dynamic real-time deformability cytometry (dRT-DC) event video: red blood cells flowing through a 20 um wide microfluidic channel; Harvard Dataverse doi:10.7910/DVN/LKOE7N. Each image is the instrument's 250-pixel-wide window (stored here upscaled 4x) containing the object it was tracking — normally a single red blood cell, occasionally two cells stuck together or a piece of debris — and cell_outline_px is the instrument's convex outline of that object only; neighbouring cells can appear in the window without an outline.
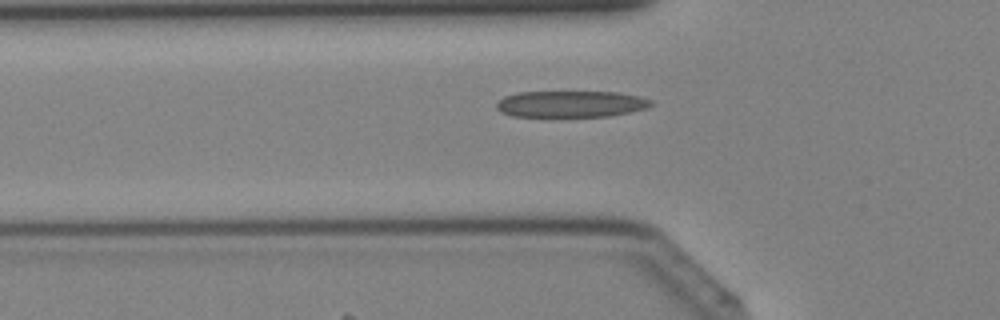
{"species": "Egyptian fruit bat (a non-hibernating species)", "species_latin": "Rousettus aegyptiacus", "temperature_condition": "cold", "stored_images_in_passage": 38, "camera_frame_rate_fps": 3000, "um_per_image_px": 0.085, "animal": {"sex": "female"}, "frame": {"image": 1, "passage_image": 13, "time_ms": 4.0, "image_size_px": [1000, 320], "cell_outline_px": [[652, 104], [648, 108], [608, 116], [556, 120], [512, 116], [496, 108], [496, 104], [504, 96], [516, 92], [620, 92], [640, 96], [652, 100]], "centroid_in_image_um": [48.49, 8.89], "position_along_channel_um": 77.3, "area_um2": 25.09}}
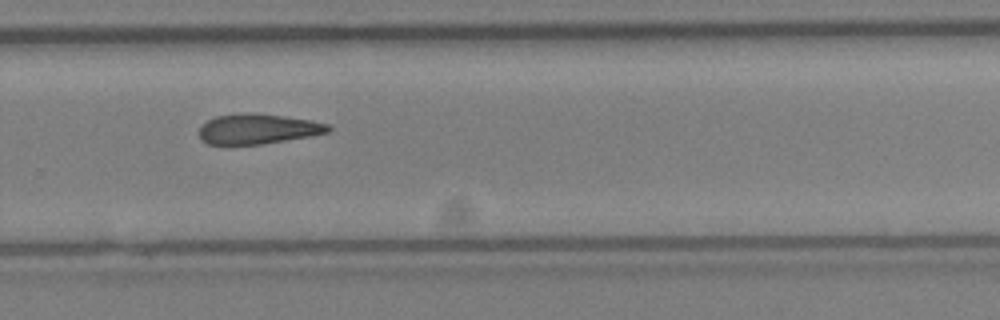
{"frame": {"image": 2, "passage_image": 27, "time_ms": 8.667, "image_size_px": [1000, 320], "cell_outline_px": [[332, 128], [328, 132], [308, 136], [260, 144], [208, 144], [200, 140], [200, 128], [208, 120], [216, 116], [248, 112], [284, 116], [312, 120], [328, 124]], "centroid_in_image_um": [21.91, 10.95], "position_along_channel_um": 307.9, "area_um2": 22.37}}
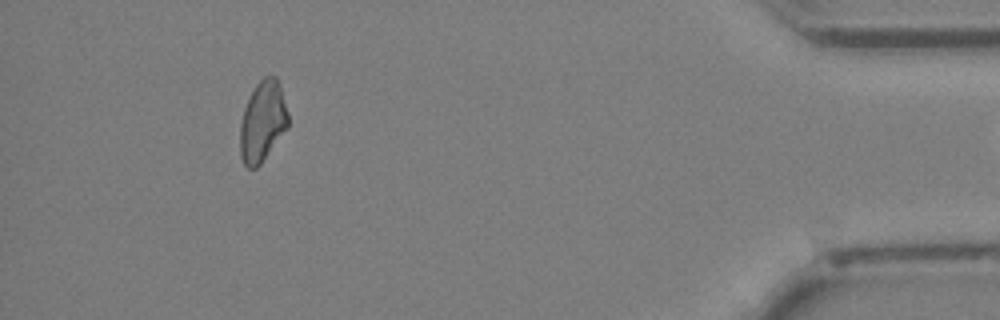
{"frame": {"image": 3, "passage_image": 37, "time_ms": 12.0, "image_size_px": [1000, 320], "cell_outline_px": [[288, 128], [260, 164], [256, 168], [248, 168], [244, 164], [240, 156], [240, 124], [244, 108], [248, 96], [256, 84], [264, 76], [276, 76], [280, 84], [288, 112]], "centroid_in_image_um": [22.32, 10.31], "position_along_channel_um": 412.9, "area_um2": 22.77}}